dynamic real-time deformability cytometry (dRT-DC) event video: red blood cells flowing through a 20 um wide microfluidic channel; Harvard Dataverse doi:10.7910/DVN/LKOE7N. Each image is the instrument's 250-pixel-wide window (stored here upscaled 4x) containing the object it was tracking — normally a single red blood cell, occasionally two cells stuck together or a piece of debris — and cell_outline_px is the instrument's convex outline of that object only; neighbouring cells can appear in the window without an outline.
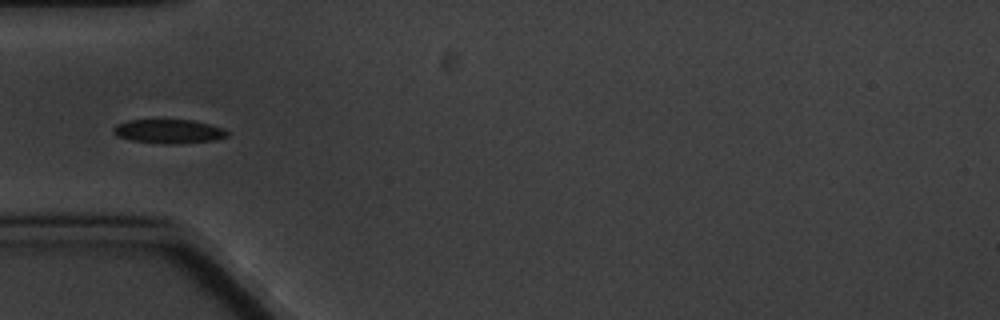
{"species": "common noctule bat (a hibernating species)", "species_latin": "Nyctalus noctula", "temperature_condition": "cold", "stored_images_in_passage": 9, "camera_frame_rate_fps": 3000, "um_per_image_px": 0.085, "animal": {"sex": "male", "body_mass_g": 20.1, "forearm_length_mm": 53.5}, "frame": {"image": 1, "passage_image": 6, "time_ms": 5.667, "image_size_px": [1000, 320], "cell_outline_px": [[228, 136], [216, 140], [176, 144], [164, 144], [132, 140], [116, 136], [112, 132], [112, 128], [116, 124], [128, 120], [192, 120], [224, 128], [228, 132]], "centroid_in_image_um": [14.33, 11.17], "position_along_channel_um": 70.7, "area_um2": 16.01}}
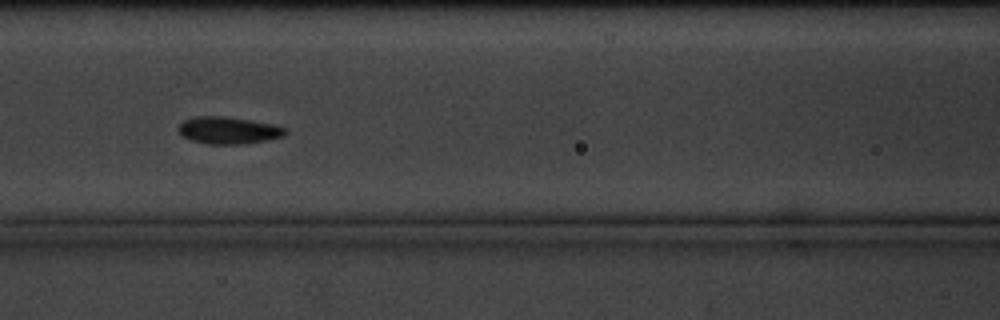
{"frame": {"image": 2, "passage_image": 8, "time_ms": 8.0, "image_size_px": [1000, 320], "cell_outline_px": [[288, 132], [284, 136], [244, 144], [208, 144], [192, 140], [180, 136], [176, 132], [176, 128], [184, 120], [196, 116], [224, 116], [252, 120], [276, 124], [284, 128]], "centroid_in_image_um": [19.38, 11.07], "position_along_channel_um": 147.2, "area_um2": 17.11}}